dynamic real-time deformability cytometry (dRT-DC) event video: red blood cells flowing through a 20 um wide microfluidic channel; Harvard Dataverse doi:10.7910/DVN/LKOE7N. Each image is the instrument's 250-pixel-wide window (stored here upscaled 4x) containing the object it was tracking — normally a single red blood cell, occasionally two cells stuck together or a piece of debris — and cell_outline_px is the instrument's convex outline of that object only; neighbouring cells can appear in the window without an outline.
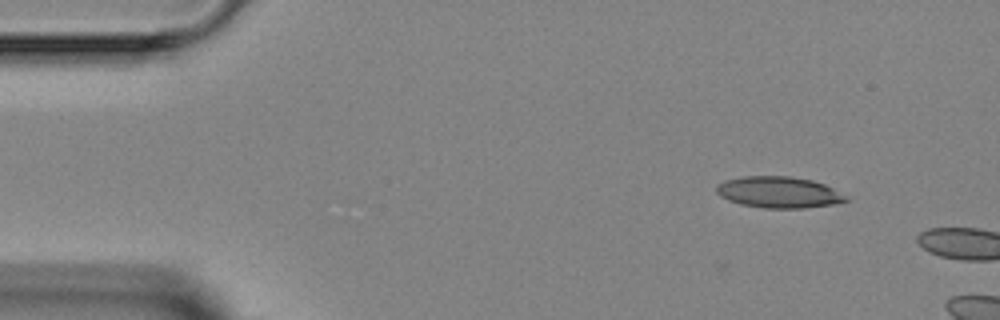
{"species": "Egyptian fruit bat (a non-hibernating species)", "species_latin": "Rousettus aegyptiacus", "temperature_condition": "room temperature", "stored_images_in_passage": 2, "camera_frame_rate_fps": 3000, "um_per_image_px": 0.085, "animal": {"sex": "female"}, "frame": {"image": 1, "passage_image": 1, "time_ms": 0.0, "image_size_px": [1000, 320], "cell_outline_px": [[852, 200], [832, 204], [804, 208], [764, 208], [740, 204], [728, 200], [720, 196], [716, 192], [716, 184], [724, 180], [744, 176], [792, 176], [812, 180], [824, 184], [848, 196]], "centroid_in_image_um": [66.19, 16.34], "position_along_channel_um": 18.8, "area_um2": 23.81}}